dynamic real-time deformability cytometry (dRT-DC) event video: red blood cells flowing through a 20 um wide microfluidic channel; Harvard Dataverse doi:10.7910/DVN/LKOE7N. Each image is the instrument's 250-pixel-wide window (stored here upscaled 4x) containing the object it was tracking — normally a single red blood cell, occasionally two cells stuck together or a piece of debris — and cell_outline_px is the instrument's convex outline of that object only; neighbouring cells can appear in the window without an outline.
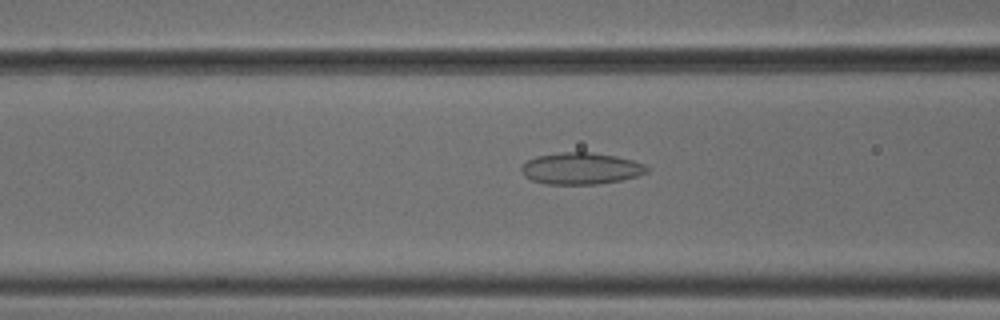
{"species": "common noctule bat (a hibernating species)", "species_latin": "Nyctalus noctula", "temperature_condition": "cold", "stored_images_in_passage": 43, "camera_frame_rate_fps": 3000, "um_per_image_px": 0.085, "animal": {"sex": "male", "body_mass_g": 18.8}, "frame": {"image": 1, "passage_image": 11, "time_ms": 3.333, "image_size_px": [1000, 320], "cell_outline_px": [[648, 172], [636, 176], [620, 180], [596, 184], [544, 184], [532, 180], [524, 176], [520, 172], [520, 168], [528, 160], [536, 156], [560, 152], [592, 152], [616, 156], [632, 160], [644, 164], [648, 168]], "centroid_in_image_um": [49.34, 14.32], "position_along_channel_um": 117.3, "area_um2": 23.18}}
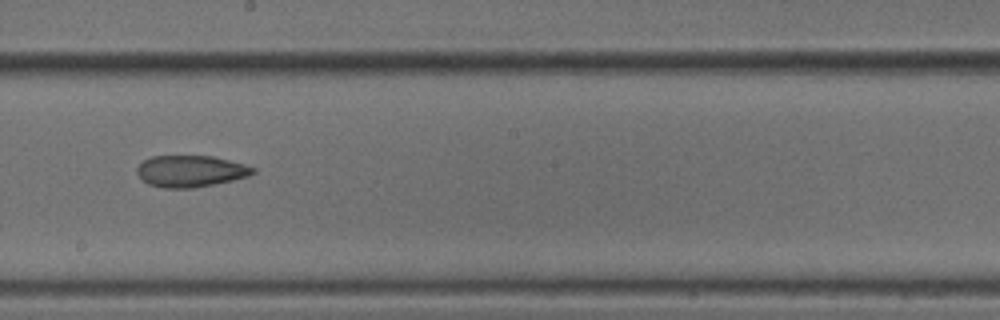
{"frame": {"image": 2, "passage_image": 20, "time_ms": 6.333, "image_size_px": [1000, 320], "cell_outline_px": [[256, 172], [248, 176], [232, 180], [192, 188], [160, 188], [148, 184], [140, 180], [136, 172], [136, 168], [144, 160], [152, 156], [212, 156], [244, 164], [256, 168]], "centroid_in_image_um": [16.16, 14.55], "position_along_channel_um": 232.0, "area_um2": 21.39}}
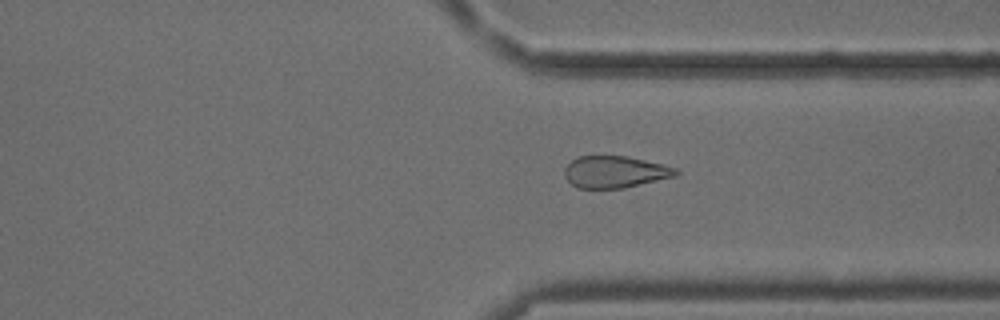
{"frame": {"image": 3, "passage_image": 30, "time_ms": 9.667, "image_size_px": [1000, 320], "cell_outline_px": [[680, 172], [676, 176], [624, 188], [576, 188], [564, 176], [564, 168], [572, 160], [580, 156], [628, 156], [676, 168]], "centroid_in_image_um": [52.26, 14.61], "position_along_channel_um": 359.1, "area_um2": 20.58}, "authors_computed_cell_mechanics": {"area_um2": 21.675, "velocity_mm_per_s": 3.8159, "shape_relaxation_time_tau1_ms": null, "shape_relaxation_time_tau2_ms": 6.5544, "deformation_change_tau1": null, "deformation_change_tau2": 0.1378}}